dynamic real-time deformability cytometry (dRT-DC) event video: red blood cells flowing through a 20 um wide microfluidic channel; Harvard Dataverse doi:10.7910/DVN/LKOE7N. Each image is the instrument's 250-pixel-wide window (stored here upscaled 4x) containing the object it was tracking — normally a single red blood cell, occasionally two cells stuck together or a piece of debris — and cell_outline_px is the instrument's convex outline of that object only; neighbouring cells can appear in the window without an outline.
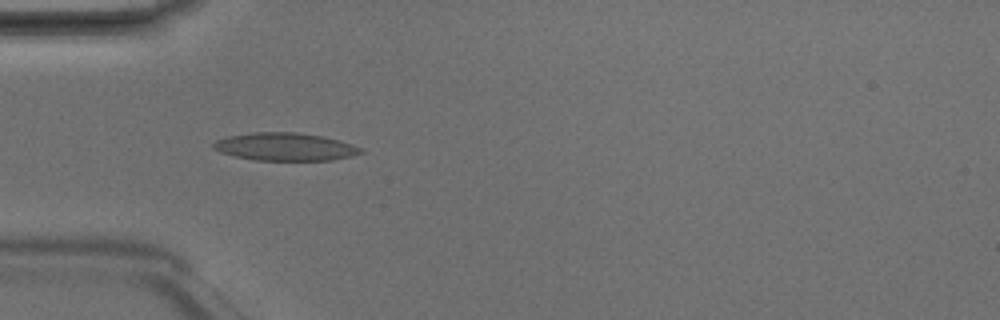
{"species": "Egyptian fruit bat (a non-hibernating species)", "species_latin": "Rousettus aegyptiacus", "temperature_condition": "room temperature", "stored_images_in_passage": 5, "camera_frame_rate_fps": 3000, "um_per_image_px": 0.085, "animal": {"sex": "male"}, "frame": {"image": 1, "passage_image": 4, "time_ms": 1.0, "image_size_px": [1000, 320], "cell_outline_px": [[364, 152], [352, 156], [332, 160], [256, 160], [236, 156], [220, 152], [212, 148], [212, 144], [216, 140], [228, 136], [252, 132], [296, 132], [324, 136], [340, 140], [364, 148]], "centroid_in_image_um": [24.27, 12.47], "position_along_channel_um": 60.7, "area_um2": 24.04}}